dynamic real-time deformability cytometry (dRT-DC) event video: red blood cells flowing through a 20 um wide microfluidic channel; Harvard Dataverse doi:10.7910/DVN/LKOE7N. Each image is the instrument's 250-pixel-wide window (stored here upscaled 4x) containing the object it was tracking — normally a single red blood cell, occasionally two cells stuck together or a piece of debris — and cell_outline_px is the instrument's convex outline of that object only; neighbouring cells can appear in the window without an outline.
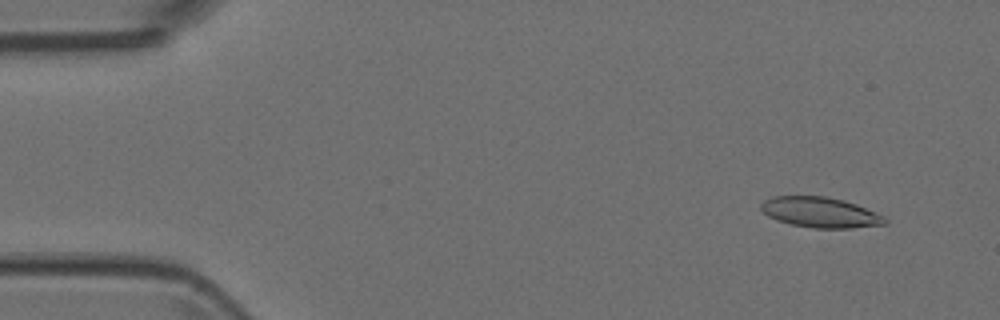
{"species": "Egyptian fruit bat (a non-hibernating species)", "species_latin": "Rousettus aegyptiacus", "temperature_condition": "room temperature", "stored_images_in_passage": 5, "camera_frame_rate_fps": 3000, "um_per_image_px": 0.085, "animal": {"sex": "female"}, "frame": {"image": 1, "passage_image": 1, "time_ms": 0.0, "image_size_px": [1000, 320], "cell_outline_px": [[888, 224], [852, 228], [816, 228], [792, 224], [776, 220], [768, 216], [760, 208], [760, 204], [764, 200], [772, 196], [828, 196], [844, 200], [856, 204], [884, 216], [888, 220]], "centroid_in_image_um": [69.73, 18.04], "position_along_channel_um": 15.3, "area_um2": 22.02}}
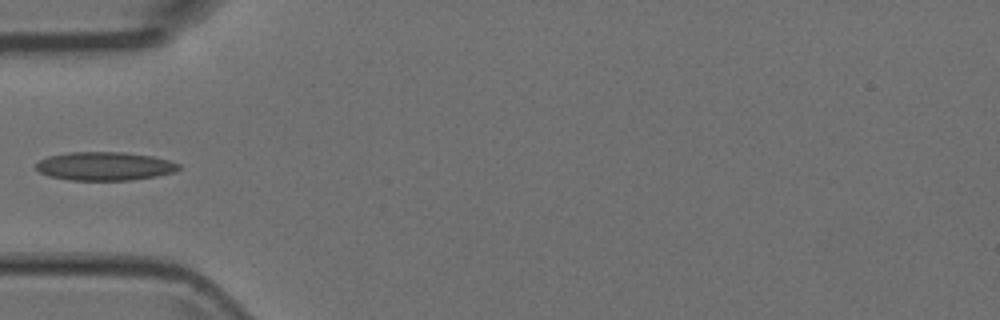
{"frame": {"image": 2, "passage_image": 4, "time_ms": 1.0, "image_size_px": [1000, 320], "cell_outline_px": [[180, 168], [176, 172], [156, 176], [132, 180], [68, 180], [48, 176], [40, 172], [36, 168], [36, 164], [40, 160], [48, 156], [68, 152], [124, 152], [152, 156], [168, 160], [180, 164]], "centroid_in_image_um": [8.9, 14.12], "position_along_channel_um": 76.1, "area_um2": 23.81}}
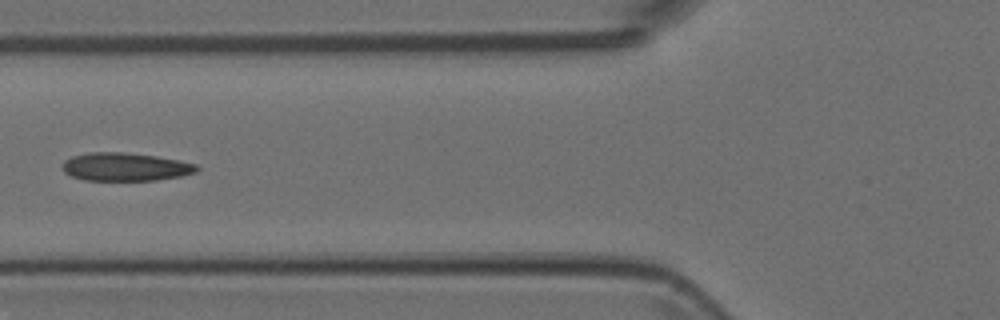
{"frame": {"image": 3, "passage_image": 5, "time_ms": 1.333, "image_size_px": [1000, 320], "cell_outline_px": [[200, 168], [196, 172], [180, 176], [156, 180], [84, 180], [72, 176], [64, 172], [60, 168], [60, 164], [64, 160], [72, 156], [88, 152], [124, 152], [156, 156], [180, 160], [196, 164]], "centroid_in_image_um": [10.61, 14.17], "position_along_channel_um": 115.2, "area_um2": 22.25}}